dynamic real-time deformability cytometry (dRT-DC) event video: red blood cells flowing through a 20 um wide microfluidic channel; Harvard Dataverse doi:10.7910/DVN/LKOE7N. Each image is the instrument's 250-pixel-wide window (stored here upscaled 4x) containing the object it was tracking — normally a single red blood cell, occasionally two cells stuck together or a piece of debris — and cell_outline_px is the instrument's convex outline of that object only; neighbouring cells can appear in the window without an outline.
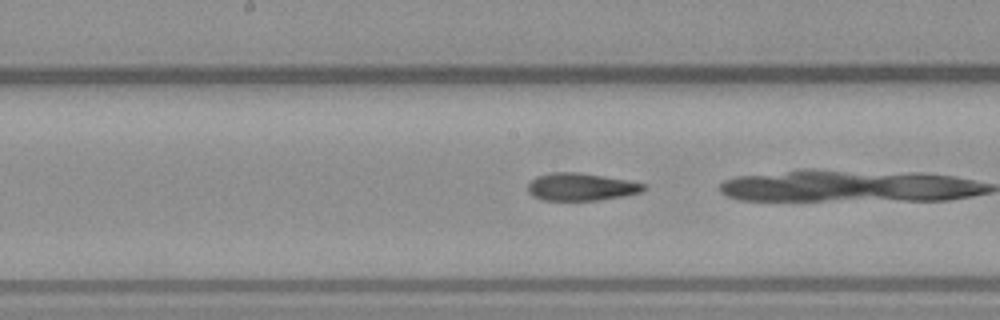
{"species": "common noctule bat (a hibernating species)", "species_latin": "Nyctalus noctula", "temperature_condition": "warm", "stored_images_in_passage": 9, "camera_frame_rate_fps": 3000, "um_per_image_px": 0.085, "animal": {"sex": "male", "body_mass_g": 23.1, "forearm_length_mm": 52.7}, "frame": {"image": 1, "passage_image": 8, "time_ms": 2.333, "image_size_px": [1000, 320], "cell_outline_px": [[648, 188], [640, 192], [624, 196], [600, 200], [544, 200], [532, 196], [528, 192], [528, 184], [536, 176], [556, 172], [576, 172], [628, 180], [648, 184]], "centroid_in_image_um": [49.42, 15.89], "position_along_channel_um": 198.8, "area_um2": 18.61}}